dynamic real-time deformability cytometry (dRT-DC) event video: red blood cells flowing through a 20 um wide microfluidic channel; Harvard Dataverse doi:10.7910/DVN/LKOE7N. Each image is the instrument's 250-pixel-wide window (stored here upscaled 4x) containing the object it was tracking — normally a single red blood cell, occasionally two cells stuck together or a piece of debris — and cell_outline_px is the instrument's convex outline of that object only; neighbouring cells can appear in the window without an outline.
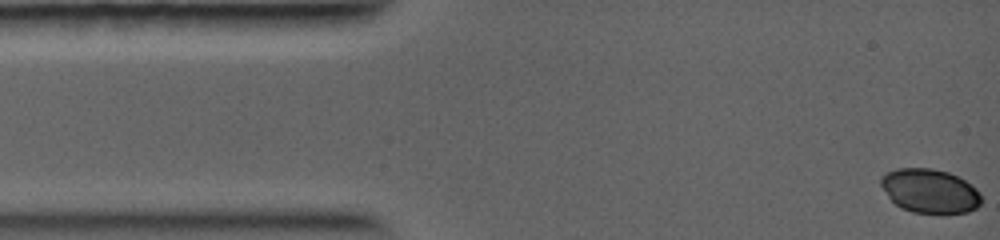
{"species": "common noctule bat (a hibernating species)", "species_latin": "Nyctalus noctula", "temperature_condition": "warm", "stored_images_in_passage": 56, "camera_frame_rate_fps": 5000, "um_per_image_px": 0.085, "animal": {"sex": "female", "body_mass_g": 19.0, "forearm_length_mm": 56.7}, "frame": {"image": 1, "passage_image": 1, "time_ms": 0.0, "image_size_px": [1000, 240], "cell_outline_px": [[980, 204], [976, 208], [968, 212], [912, 212], [900, 208], [888, 196], [880, 184], [880, 176], [896, 168], [932, 168], [948, 172], [964, 180], [976, 188], [980, 192]], "centroid_in_image_um": [79.01, 16.21], "position_along_channel_um": 6.0, "area_um2": 25.55}}
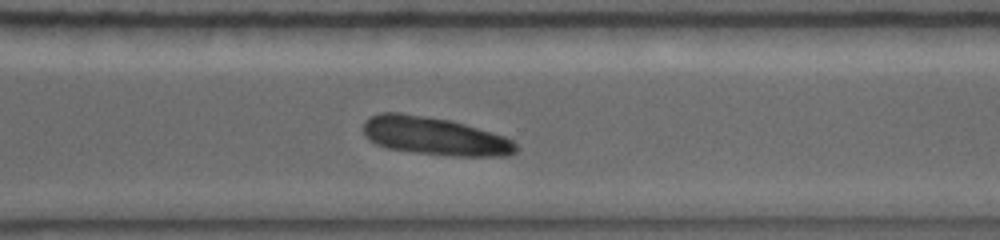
{"frame": {"image": 2, "passage_image": 48, "time_ms": 8.6, "image_size_px": [1000, 240], "cell_outline_px": [[516, 152], [508, 156], [456, 156], [416, 152], [388, 148], [376, 144], [368, 140], [364, 136], [364, 124], [372, 116], [380, 112], [400, 112], [448, 120], [464, 124], [504, 136], [512, 140], [516, 144]], "centroid_in_image_um": [36.93, 11.57], "position_along_channel_um": 333.7, "area_um2": 33.52}}
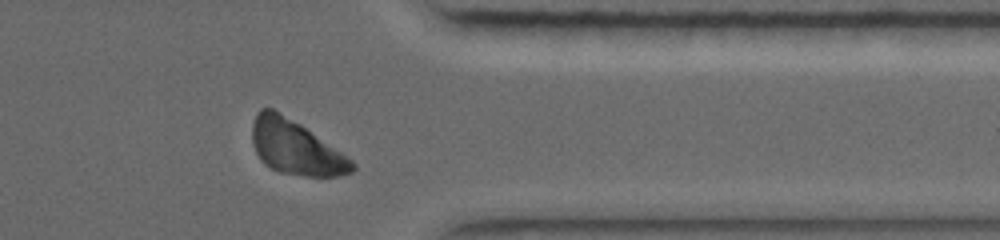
{"frame": {"image": 3, "passage_image": 52, "time_ms": 9.8, "image_size_px": [1000, 240], "cell_outline_px": [[356, 168], [352, 172], [340, 176], [304, 176], [280, 172], [264, 164], [260, 160], [252, 144], [252, 124], [256, 112], [260, 108], [272, 108], [300, 124], [352, 160], [356, 164]], "centroid_in_image_um": [25.1, 12.54], "position_along_channel_um": 386.3, "area_um2": 31.39}}